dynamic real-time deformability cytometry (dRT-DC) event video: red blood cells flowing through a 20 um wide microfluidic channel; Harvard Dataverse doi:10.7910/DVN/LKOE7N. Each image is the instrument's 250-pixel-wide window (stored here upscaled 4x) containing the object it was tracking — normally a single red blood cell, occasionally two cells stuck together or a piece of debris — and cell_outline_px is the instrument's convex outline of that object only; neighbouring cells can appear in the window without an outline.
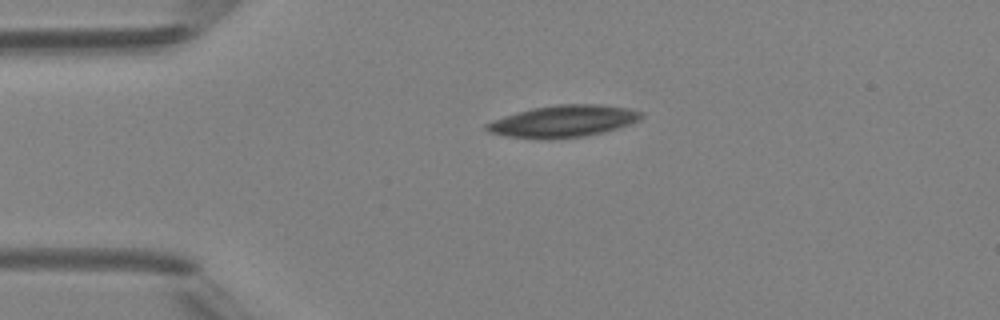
{"species": "Egyptian fruit bat (a non-hibernating species)", "species_latin": "Rousettus aegyptiacus", "temperature_condition": "room temperature", "stored_images_in_passage": 2, "camera_frame_rate_fps": 3000, "um_per_image_px": 0.085, "animal": {"sex": "female"}, "frame": {"image": 1, "passage_image": 1, "time_ms": 0.0, "image_size_px": [1000, 320], "cell_outline_px": [[644, 116], [640, 120], [616, 128], [584, 136], [504, 136], [488, 132], [484, 128], [484, 124], [492, 120], [516, 112], [532, 108], [556, 104], [600, 104], [628, 108], [644, 112]], "centroid_in_image_um": [47.9, 10.24], "position_along_channel_um": 37.1, "area_um2": 27.8}}